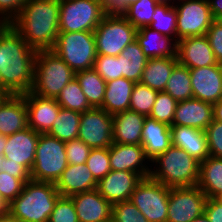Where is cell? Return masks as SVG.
<instances>
[{"instance_id":"obj_44","label":"cell","mask_w":222,"mask_h":222,"mask_svg":"<svg viewBox=\"0 0 222 222\" xmlns=\"http://www.w3.org/2000/svg\"><path fill=\"white\" fill-rule=\"evenodd\" d=\"M48 222H79L75 205L70 197L60 196L57 199Z\"/></svg>"},{"instance_id":"obj_16","label":"cell","mask_w":222,"mask_h":222,"mask_svg":"<svg viewBox=\"0 0 222 222\" xmlns=\"http://www.w3.org/2000/svg\"><path fill=\"white\" fill-rule=\"evenodd\" d=\"M193 98L215 104L222 98V64L190 69Z\"/></svg>"},{"instance_id":"obj_63","label":"cell","mask_w":222,"mask_h":222,"mask_svg":"<svg viewBox=\"0 0 222 222\" xmlns=\"http://www.w3.org/2000/svg\"><path fill=\"white\" fill-rule=\"evenodd\" d=\"M7 96H0V103L6 98Z\"/></svg>"},{"instance_id":"obj_20","label":"cell","mask_w":222,"mask_h":222,"mask_svg":"<svg viewBox=\"0 0 222 222\" xmlns=\"http://www.w3.org/2000/svg\"><path fill=\"white\" fill-rule=\"evenodd\" d=\"M79 222H111L112 204L97 189L70 196Z\"/></svg>"},{"instance_id":"obj_17","label":"cell","mask_w":222,"mask_h":222,"mask_svg":"<svg viewBox=\"0 0 222 222\" xmlns=\"http://www.w3.org/2000/svg\"><path fill=\"white\" fill-rule=\"evenodd\" d=\"M143 178L135 172L111 170L97 182L98 192L111 204L129 201Z\"/></svg>"},{"instance_id":"obj_43","label":"cell","mask_w":222,"mask_h":222,"mask_svg":"<svg viewBox=\"0 0 222 222\" xmlns=\"http://www.w3.org/2000/svg\"><path fill=\"white\" fill-rule=\"evenodd\" d=\"M93 69L106 82L122 77L120 61L116 56L97 55Z\"/></svg>"},{"instance_id":"obj_2","label":"cell","mask_w":222,"mask_h":222,"mask_svg":"<svg viewBox=\"0 0 222 222\" xmlns=\"http://www.w3.org/2000/svg\"><path fill=\"white\" fill-rule=\"evenodd\" d=\"M60 0H29L10 23L36 51L51 50L59 34Z\"/></svg>"},{"instance_id":"obj_25","label":"cell","mask_w":222,"mask_h":222,"mask_svg":"<svg viewBox=\"0 0 222 222\" xmlns=\"http://www.w3.org/2000/svg\"><path fill=\"white\" fill-rule=\"evenodd\" d=\"M141 145L144 148L145 156L151 163L172 145L170 126L146 117L142 129Z\"/></svg>"},{"instance_id":"obj_58","label":"cell","mask_w":222,"mask_h":222,"mask_svg":"<svg viewBox=\"0 0 222 222\" xmlns=\"http://www.w3.org/2000/svg\"><path fill=\"white\" fill-rule=\"evenodd\" d=\"M160 3H170V4H174V2L176 3V1H182V0H157Z\"/></svg>"},{"instance_id":"obj_53","label":"cell","mask_w":222,"mask_h":222,"mask_svg":"<svg viewBox=\"0 0 222 222\" xmlns=\"http://www.w3.org/2000/svg\"><path fill=\"white\" fill-rule=\"evenodd\" d=\"M213 117L215 121L222 123V98L213 104Z\"/></svg>"},{"instance_id":"obj_24","label":"cell","mask_w":222,"mask_h":222,"mask_svg":"<svg viewBox=\"0 0 222 222\" xmlns=\"http://www.w3.org/2000/svg\"><path fill=\"white\" fill-rule=\"evenodd\" d=\"M27 127V107L24 96L9 94L0 103V134L10 136Z\"/></svg>"},{"instance_id":"obj_4","label":"cell","mask_w":222,"mask_h":222,"mask_svg":"<svg viewBox=\"0 0 222 222\" xmlns=\"http://www.w3.org/2000/svg\"><path fill=\"white\" fill-rule=\"evenodd\" d=\"M151 163L156 168L151 169L150 177L166 187H190L198 184L200 162L181 148L171 145Z\"/></svg>"},{"instance_id":"obj_19","label":"cell","mask_w":222,"mask_h":222,"mask_svg":"<svg viewBox=\"0 0 222 222\" xmlns=\"http://www.w3.org/2000/svg\"><path fill=\"white\" fill-rule=\"evenodd\" d=\"M39 135L30 127H27L7 136L3 157L9 159V162L22 164L30 172L34 165Z\"/></svg>"},{"instance_id":"obj_46","label":"cell","mask_w":222,"mask_h":222,"mask_svg":"<svg viewBox=\"0 0 222 222\" xmlns=\"http://www.w3.org/2000/svg\"><path fill=\"white\" fill-rule=\"evenodd\" d=\"M205 132L210 156L222 158V123L213 120Z\"/></svg>"},{"instance_id":"obj_6","label":"cell","mask_w":222,"mask_h":222,"mask_svg":"<svg viewBox=\"0 0 222 222\" xmlns=\"http://www.w3.org/2000/svg\"><path fill=\"white\" fill-rule=\"evenodd\" d=\"M51 51L75 73L92 69L97 56L94 32L59 33Z\"/></svg>"},{"instance_id":"obj_37","label":"cell","mask_w":222,"mask_h":222,"mask_svg":"<svg viewBox=\"0 0 222 222\" xmlns=\"http://www.w3.org/2000/svg\"><path fill=\"white\" fill-rule=\"evenodd\" d=\"M159 3L157 0H138L129 5L121 14L138 30L150 25Z\"/></svg>"},{"instance_id":"obj_60","label":"cell","mask_w":222,"mask_h":222,"mask_svg":"<svg viewBox=\"0 0 222 222\" xmlns=\"http://www.w3.org/2000/svg\"><path fill=\"white\" fill-rule=\"evenodd\" d=\"M9 94L8 93H6V92H4L3 90H2V88L0 87V96H8Z\"/></svg>"},{"instance_id":"obj_31","label":"cell","mask_w":222,"mask_h":222,"mask_svg":"<svg viewBox=\"0 0 222 222\" xmlns=\"http://www.w3.org/2000/svg\"><path fill=\"white\" fill-rule=\"evenodd\" d=\"M116 57L120 61L122 77L135 83L140 82L148 58L141 50L138 42L135 40L128 44Z\"/></svg>"},{"instance_id":"obj_47","label":"cell","mask_w":222,"mask_h":222,"mask_svg":"<svg viewBox=\"0 0 222 222\" xmlns=\"http://www.w3.org/2000/svg\"><path fill=\"white\" fill-rule=\"evenodd\" d=\"M29 0H0V17L10 24Z\"/></svg>"},{"instance_id":"obj_55","label":"cell","mask_w":222,"mask_h":222,"mask_svg":"<svg viewBox=\"0 0 222 222\" xmlns=\"http://www.w3.org/2000/svg\"><path fill=\"white\" fill-rule=\"evenodd\" d=\"M7 143V136L0 134V153L3 155L5 145Z\"/></svg>"},{"instance_id":"obj_62","label":"cell","mask_w":222,"mask_h":222,"mask_svg":"<svg viewBox=\"0 0 222 222\" xmlns=\"http://www.w3.org/2000/svg\"><path fill=\"white\" fill-rule=\"evenodd\" d=\"M2 160H3V155L0 153V170H1Z\"/></svg>"},{"instance_id":"obj_10","label":"cell","mask_w":222,"mask_h":222,"mask_svg":"<svg viewBox=\"0 0 222 222\" xmlns=\"http://www.w3.org/2000/svg\"><path fill=\"white\" fill-rule=\"evenodd\" d=\"M130 201L149 222H167L169 187L152 179L143 178L133 191Z\"/></svg>"},{"instance_id":"obj_57","label":"cell","mask_w":222,"mask_h":222,"mask_svg":"<svg viewBox=\"0 0 222 222\" xmlns=\"http://www.w3.org/2000/svg\"><path fill=\"white\" fill-rule=\"evenodd\" d=\"M0 222H19L18 220L10 218L8 215L0 217Z\"/></svg>"},{"instance_id":"obj_5","label":"cell","mask_w":222,"mask_h":222,"mask_svg":"<svg viewBox=\"0 0 222 222\" xmlns=\"http://www.w3.org/2000/svg\"><path fill=\"white\" fill-rule=\"evenodd\" d=\"M73 78H75V72L53 51H37L32 93L56 99L60 91Z\"/></svg>"},{"instance_id":"obj_9","label":"cell","mask_w":222,"mask_h":222,"mask_svg":"<svg viewBox=\"0 0 222 222\" xmlns=\"http://www.w3.org/2000/svg\"><path fill=\"white\" fill-rule=\"evenodd\" d=\"M106 14L100 0H60L59 33L94 32Z\"/></svg>"},{"instance_id":"obj_52","label":"cell","mask_w":222,"mask_h":222,"mask_svg":"<svg viewBox=\"0 0 222 222\" xmlns=\"http://www.w3.org/2000/svg\"><path fill=\"white\" fill-rule=\"evenodd\" d=\"M214 19L222 15V0H208Z\"/></svg>"},{"instance_id":"obj_26","label":"cell","mask_w":222,"mask_h":222,"mask_svg":"<svg viewBox=\"0 0 222 222\" xmlns=\"http://www.w3.org/2000/svg\"><path fill=\"white\" fill-rule=\"evenodd\" d=\"M136 41L148 59L177 57V41L148 26L137 30Z\"/></svg>"},{"instance_id":"obj_23","label":"cell","mask_w":222,"mask_h":222,"mask_svg":"<svg viewBox=\"0 0 222 222\" xmlns=\"http://www.w3.org/2000/svg\"><path fill=\"white\" fill-rule=\"evenodd\" d=\"M56 189L63 197H70L97 188V181L84 164H68L59 180L55 183Z\"/></svg>"},{"instance_id":"obj_14","label":"cell","mask_w":222,"mask_h":222,"mask_svg":"<svg viewBox=\"0 0 222 222\" xmlns=\"http://www.w3.org/2000/svg\"><path fill=\"white\" fill-rule=\"evenodd\" d=\"M109 157L111 170L135 172L142 178L150 177L152 166L141 144L113 143L109 147Z\"/></svg>"},{"instance_id":"obj_12","label":"cell","mask_w":222,"mask_h":222,"mask_svg":"<svg viewBox=\"0 0 222 222\" xmlns=\"http://www.w3.org/2000/svg\"><path fill=\"white\" fill-rule=\"evenodd\" d=\"M207 199L197 185L169 188L167 222H192L204 214Z\"/></svg>"},{"instance_id":"obj_54","label":"cell","mask_w":222,"mask_h":222,"mask_svg":"<svg viewBox=\"0 0 222 222\" xmlns=\"http://www.w3.org/2000/svg\"><path fill=\"white\" fill-rule=\"evenodd\" d=\"M8 215V205L7 203L2 199L0 195V217H4Z\"/></svg>"},{"instance_id":"obj_27","label":"cell","mask_w":222,"mask_h":222,"mask_svg":"<svg viewBox=\"0 0 222 222\" xmlns=\"http://www.w3.org/2000/svg\"><path fill=\"white\" fill-rule=\"evenodd\" d=\"M145 118L131 110L113 115V143L141 144Z\"/></svg>"},{"instance_id":"obj_49","label":"cell","mask_w":222,"mask_h":222,"mask_svg":"<svg viewBox=\"0 0 222 222\" xmlns=\"http://www.w3.org/2000/svg\"><path fill=\"white\" fill-rule=\"evenodd\" d=\"M1 170L19 179H31L30 172L22 164L9 162V159L4 157Z\"/></svg>"},{"instance_id":"obj_11","label":"cell","mask_w":222,"mask_h":222,"mask_svg":"<svg viewBox=\"0 0 222 222\" xmlns=\"http://www.w3.org/2000/svg\"><path fill=\"white\" fill-rule=\"evenodd\" d=\"M173 5L177 10V42L186 37L206 35L215 21L208 0H182Z\"/></svg>"},{"instance_id":"obj_29","label":"cell","mask_w":222,"mask_h":222,"mask_svg":"<svg viewBox=\"0 0 222 222\" xmlns=\"http://www.w3.org/2000/svg\"><path fill=\"white\" fill-rule=\"evenodd\" d=\"M177 57L149 58L142 72L140 82L158 92L164 91Z\"/></svg>"},{"instance_id":"obj_21","label":"cell","mask_w":222,"mask_h":222,"mask_svg":"<svg viewBox=\"0 0 222 222\" xmlns=\"http://www.w3.org/2000/svg\"><path fill=\"white\" fill-rule=\"evenodd\" d=\"M213 120V105L191 98L177 103L172 125L194 127L205 131Z\"/></svg>"},{"instance_id":"obj_56","label":"cell","mask_w":222,"mask_h":222,"mask_svg":"<svg viewBox=\"0 0 222 222\" xmlns=\"http://www.w3.org/2000/svg\"><path fill=\"white\" fill-rule=\"evenodd\" d=\"M192 222H210L208 217L204 214H202L201 216L195 218Z\"/></svg>"},{"instance_id":"obj_40","label":"cell","mask_w":222,"mask_h":222,"mask_svg":"<svg viewBox=\"0 0 222 222\" xmlns=\"http://www.w3.org/2000/svg\"><path fill=\"white\" fill-rule=\"evenodd\" d=\"M109 161V147L91 149L86 165L97 182L111 171Z\"/></svg>"},{"instance_id":"obj_64","label":"cell","mask_w":222,"mask_h":222,"mask_svg":"<svg viewBox=\"0 0 222 222\" xmlns=\"http://www.w3.org/2000/svg\"><path fill=\"white\" fill-rule=\"evenodd\" d=\"M218 199H219V200L221 201V203H222V196H220Z\"/></svg>"},{"instance_id":"obj_33","label":"cell","mask_w":222,"mask_h":222,"mask_svg":"<svg viewBox=\"0 0 222 222\" xmlns=\"http://www.w3.org/2000/svg\"><path fill=\"white\" fill-rule=\"evenodd\" d=\"M81 113L61 107L48 135L67 142L78 139Z\"/></svg>"},{"instance_id":"obj_15","label":"cell","mask_w":222,"mask_h":222,"mask_svg":"<svg viewBox=\"0 0 222 222\" xmlns=\"http://www.w3.org/2000/svg\"><path fill=\"white\" fill-rule=\"evenodd\" d=\"M22 95L27 107L28 127L39 134H47L52 128L61 106L55 98L41 97L31 91Z\"/></svg>"},{"instance_id":"obj_22","label":"cell","mask_w":222,"mask_h":222,"mask_svg":"<svg viewBox=\"0 0 222 222\" xmlns=\"http://www.w3.org/2000/svg\"><path fill=\"white\" fill-rule=\"evenodd\" d=\"M172 145L185 150L200 163L210 156L206 132L194 127L170 126Z\"/></svg>"},{"instance_id":"obj_1","label":"cell","mask_w":222,"mask_h":222,"mask_svg":"<svg viewBox=\"0 0 222 222\" xmlns=\"http://www.w3.org/2000/svg\"><path fill=\"white\" fill-rule=\"evenodd\" d=\"M37 51L7 24L0 31V87L11 95L31 91Z\"/></svg>"},{"instance_id":"obj_13","label":"cell","mask_w":222,"mask_h":222,"mask_svg":"<svg viewBox=\"0 0 222 222\" xmlns=\"http://www.w3.org/2000/svg\"><path fill=\"white\" fill-rule=\"evenodd\" d=\"M78 139L91 149L110 147L113 144V115L102 108L81 113Z\"/></svg>"},{"instance_id":"obj_28","label":"cell","mask_w":222,"mask_h":222,"mask_svg":"<svg viewBox=\"0 0 222 222\" xmlns=\"http://www.w3.org/2000/svg\"><path fill=\"white\" fill-rule=\"evenodd\" d=\"M136 83L124 77L106 82L102 109L108 114L129 110L131 94Z\"/></svg>"},{"instance_id":"obj_38","label":"cell","mask_w":222,"mask_h":222,"mask_svg":"<svg viewBox=\"0 0 222 222\" xmlns=\"http://www.w3.org/2000/svg\"><path fill=\"white\" fill-rule=\"evenodd\" d=\"M158 91L138 82L134 85L129 110L149 117Z\"/></svg>"},{"instance_id":"obj_35","label":"cell","mask_w":222,"mask_h":222,"mask_svg":"<svg viewBox=\"0 0 222 222\" xmlns=\"http://www.w3.org/2000/svg\"><path fill=\"white\" fill-rule=\"evenodd\" d=\"M148 27L177 41V10L174 5L159 3L152 16V22Z\"/></svg>"},{"instance_id":"obj_8","label":"cell","mask_w":222,"mask_h":222,"mask_svg":"<svg viewBox=\"0 0 222 222\" xmlns=\"http://www.w3.org/2000/svg\"><path fill=\"white\" fill-rule=\"evenodd\" d=\"M137 29L122 15L107 13L94 30L97 55L118 56L136 40Z\"/></svg>"},{"instance_id":"obj_51","label":"cell","mask_w":222,"mask_h":222,"mask_svg":"<svg viewBox=\"0 0 222 222\" xmlns=\"http://www.w3.org/2000/svg\"><path fill=\"white\" fill-rule=\"evenodd\" d=\"M138 0H103V9L106 13L121 14L129 5Z\"/></svg>"},{"instance_id":"obj_7","label":"cell","mask_w":222,"mask_h":222,"mask_svg":"<svg viewBox=\"0 0 222 222\" xmlns=\"http://www.w3.org/2000/svg\"><path fill=\"white\" fill-rule=\"evenodd\" d=\"M67 166L65 142L48 134H40L30 171L31 180L55 184Z\"/></svg>"},{"instance_id":"obj_41","label":"cell","mask_w":222,"mask_h":222,"mask_svg":"<svg viewBox=\"0 0 222 222\" xmlns=\"http://www.w3.org/2000/svg\"><path fill=\"white\" fill-rule=\"evenodd\" d=\"M111 222H149L129 200L112 204Z\"/></svg>"},{"instance_id":"obj_18","label":"cell","mask_w":222,"mask_h":222,"mask_svg":"<svg viewBox=\"0 0 222 222\" xmlns=\"http://www.w3.org/2000/svg\"><path fill=\"white\" fill-rule=\"evenodd\" d=\"M177 60L189 69L216 65L218 62L206 35L186 37L177 42Z\"/></svg>"},{"instance_id":"obj_32","label":"cell","mask_w":222,"mask_h":222,"mask_svg":"<svg viewBox=\"0 0 222 222\" xmlns=\"http://www.w3.org/2000/svg\"><path fill=\"white\" fill-rule=\"evenodd\" d=\"M82 92L92 108H102L106 81L92 68L75 73Z\"/></svg>"},{"instance_id":"obj_3","label":"cell","mask_w":222,"mask_h":222,"mask_svg":"<svg viewBox=\"0 0 222 222\" xmlns=\"http://www.w3.org/2000/svg\"><path fill=\"white\" fill-rule=\"evenodd\" d=\"M60 196L54 183L29 180L8 205V216L19 222H48Z\"/></svg>"},{"instance_id":"obj_36","label":"cell","mask_w":222,"mask_h":222,"mask_svg":"<svg viewBox=\"0 0 222 222\" xmlns=\"http://www.w3.org/2000/svg\"><path fill=\"white\" fill-rule=\"evenodd\" d=\"M56 101L61 107L79 113L92 109L76 77L60 91Z\"/></svg>"},{"instance_id":"obj_61","label":"cell","mask_w":222,"mask_h":222,"mask_svg":"<svg viewBox=\"0 0 222 222\" xmlns=\"http://www.w3.org/2000/svg\"><path fill=\"white\" fill-rule=\"evenodd\" d=\"M216 21L222 25V15L216 19Z\"/></svg>"},{"instance_id":"obj_42","label":"cell","mask_w":222,"mask_h":222,"mask_svg":"<svg viewBox=\"0 0 222 222\" xmlns=\"http://www.w3.org/2000/svg\"><path fill=\"white\" fill-rule=\"evenodd\" d=\"M31 179H19L0 170V195L9 205L23 190L24 185Z\"/></svg>"},{"instance_id":"obj_59","label":"cell","mask_w":222,"mask_h":222,"mask_svg":"<svg viewBox=\"0 0 222 222\" xmlns=\"http://www.w3.org/2000/svg\"><path fill=\"white\" fill-rule=\"evenodd\" d=\"M7 24L2 20L0 17V31L6 26Z\"/></svg>"},{"instance_id":"obj_39","label":"cell","mask_w":222,"mask_h":222,"mask_svg":"<svg viewBox=\"0 0 222 222\" xmlns=\"http://www.w3.org/2000/svg\"><path fill=\"white\" fill-rule=\"evenodd\" d=\"M177 103L168 93L158 92L149 118L172 126Z\"/></svg>"},{"instance_id":"obj_45","label":"cell","mask_w":222,"mask_h":222,"mask_svg":"<svg viewBox=\"0 0 222 222\" xmlns=\"http://www.w3.org/2000/svg\"><path fill=\"white\" fill-rule=\"evenodd\" d=\"M65 149L68 164L86 163L91 151V148L80 139L65 142Z\"/></svg>"},{"instance_id":"obj_34","label":"cell","mask_w":222,"mask_h":222,"mask_svg":"<svg viewBox=\"0 0 222 222\" xmlns=\"http://www.w3.org/2000/svg\"><path fill=\"white\" fill-rule=\"evenodd\" d=\"M164 92L177 102L193 98L190 69L178 62L167 81Z\"/></svg>"},{"instance_id":"obj_48","label":"cell","mask_w":222,"mask_h":222,"mask_svg":"<svg viewBox=\"0 0 222 222\" xmlns=\"http://www.w3.org/2000/svg\"><path fill=\"white\" fill-rule=\"evenodd\" d=\"M206 36L209 39L216 61L222 64V25L215 20L210 25Z\"/></svg>"},{"instance_id":"obj_50","label":"cell","mask_w":222,"mask_h":222,"mask_svg":"<svg viewBox=\"0 0 222 222\" xmlns=\"http://www.w3.org/2000/svg\"><path fill=\"white\" fill-rule=\"evenodd\" d=\"M205 215L210 222H222V203L218 198H208L205 205Z\"/></svg>"},{"instance_id":"obj_30","label":"cell","mask_w":222,"mask_h":222,"mask_svg":"<svg viewBox=\"0 0 222 222\" xmlns=\"http://www.w3.org/2000/svg\"><path fill=\"white\" fill-rule=\"evenodd\" d=\"M197 186L207 198L222 196V158L209 156L200 163Z\"/></svg>"}]
</instances>
